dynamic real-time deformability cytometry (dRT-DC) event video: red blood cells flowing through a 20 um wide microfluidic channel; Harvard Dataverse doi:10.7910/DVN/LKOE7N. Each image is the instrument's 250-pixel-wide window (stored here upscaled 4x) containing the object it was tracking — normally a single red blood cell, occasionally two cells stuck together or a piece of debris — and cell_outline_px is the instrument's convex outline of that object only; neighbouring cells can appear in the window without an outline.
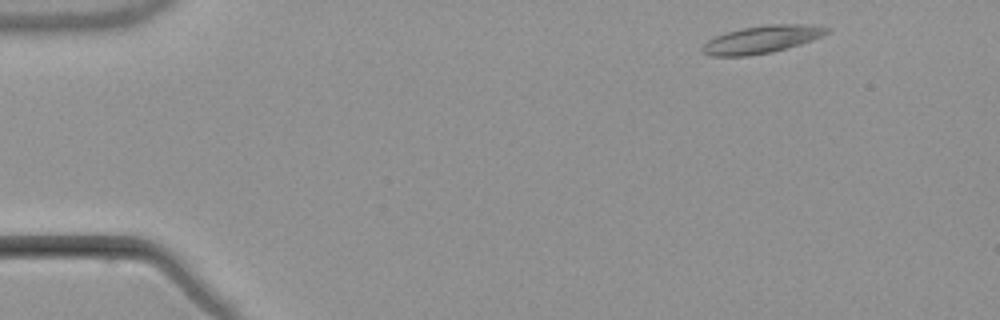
{"species": "common noctule bat (a hibernating species)", "species_latin": "Nyctalus noctula", "temperature_condition": "warm", "stored_images_in_passage": 4, "camera_frame_rate_fps": 3000, "um_per_image_px": 0.085, "animal": {"sex": "male", "body_mass_g": 21.5, "forearm_length_mm": 52.0}, "frame": {"image": 1, "passage_image": 1, "time_ms": 0.0, "image_size_px": [1000, 320], "cell_outline_px": [[832, 28], [828, 32], [812, 40], [788, 48], [772, 52], [748, 56], [712, 56], [704, 52], [700, 48], [708, 40], [716, 36], [740, 28], [768, 24], [812, 24]], "centroid_in_image_um": [64.78, 3.34], "position_along_channel_um": 20.2, "area_um2": 20.0}}
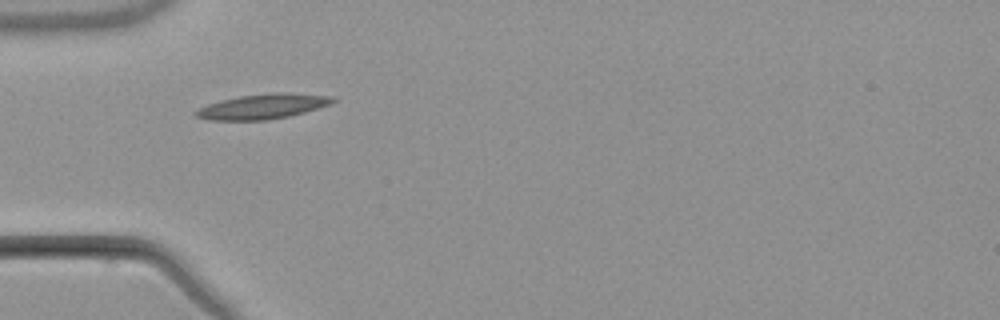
{"frame": {"image": 2, "passage_image": 3, "time_ms": 3.667, "image_size_px": [1000, 320], "cell_outline_px": [[336, 100], [332, 104], [304, 112], [288, 116], [268, 120], [208, 120], [196, 116], [192, 112], [208, 104], [220, 100], [240, 96], [276, 92], [288, 92], [332, 96]], "centroid_in_image_um": [22.35, 9.04], "position_along_channel_um": 62.7, "area_um2": 19.94}}
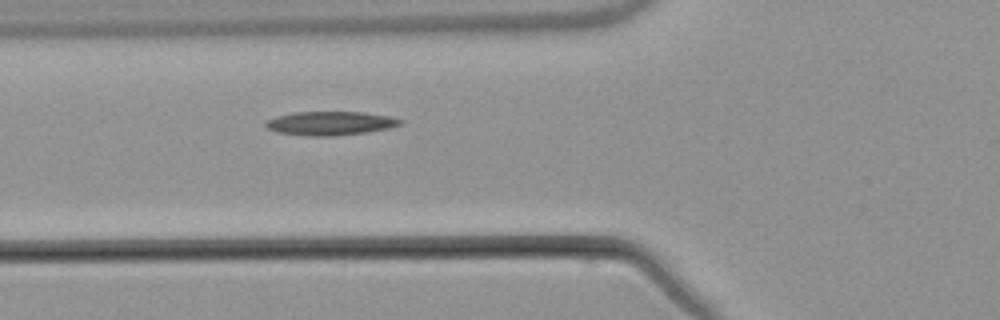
{"frame": {"image": 3, "passage_image": 4, "time_ms": 4.667, "image_size_px": [1000, 320], "cell_outline_px": [[404, 124], [388, 128], [368, 132], [332, 136], [308, 136], [276, 132], [268, 128], [264, 124], [268, 120], [276, 116], [296, 112], [364, 112], [388, 116], [404, 120]], "centroid_in_image_um": [28.1, 10.48], "position_along_channel_um": 97.7, "area_um2": 18.67}}